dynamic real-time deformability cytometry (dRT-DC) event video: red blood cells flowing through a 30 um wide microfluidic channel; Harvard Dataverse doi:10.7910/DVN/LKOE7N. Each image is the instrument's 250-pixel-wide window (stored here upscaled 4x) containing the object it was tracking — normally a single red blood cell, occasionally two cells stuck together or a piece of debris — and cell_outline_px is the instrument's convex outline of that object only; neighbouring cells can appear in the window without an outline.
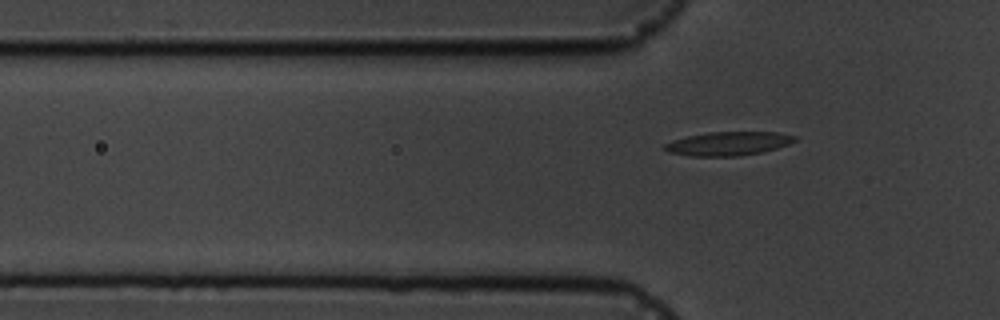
{"species": "common noctule bat (a hibernating species)", "species_latin": "Nyctalus noctula", "temperature_condition": "cold", "stored_images_in_passage": 8, "camera_frame_rate_fps": 3000, "um_per_image_px": 0.085, "animal": {"sex": "male", "body_mass_g": 19.5, "forearm_length_mm": 54.6}, "frame": {"image": 1, "passage_image": 8, "time_ms": 8.0, "image_size_px": [1000, 320], "cell_outline_px": [[796, 140], [788, 144], [776, 148], [760, 152], [740, 156], [688, 156], [668, 152], [664, 148], [664, 144], [672, 140], [688, 136], [708, 132], [776, 132], [796, 136]], "centroid_in_image_um": [61.87, 12.2], "position_along_channel_um": 63.9, "area_um2": 17.92}}